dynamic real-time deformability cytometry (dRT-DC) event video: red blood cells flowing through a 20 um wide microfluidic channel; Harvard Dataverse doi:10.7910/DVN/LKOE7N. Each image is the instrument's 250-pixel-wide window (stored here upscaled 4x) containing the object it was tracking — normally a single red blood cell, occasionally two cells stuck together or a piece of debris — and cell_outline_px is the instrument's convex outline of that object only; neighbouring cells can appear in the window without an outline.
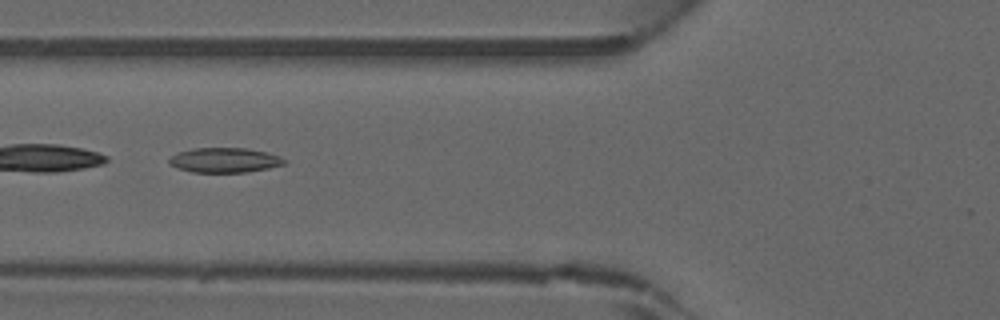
{"species": "common noctule bat (a hibernating species)", "species_latin": "Nyctalus noctula", "temperature_condition": "warm", "stored_images_in_passage": 43, "camera_frame_rate_fps": 3000, "um_per_image_px": 0.085, "animal": {"sex": "male", "forearm_length_mm": 52.5}, "frame": {"image": 1, "passage_image": 17, "time_ms": 5.333, "image_size_px": [1000, 320], "cell_outline_px": [[288, 160], [284, 164], [268, 168], [248, 172], [192, 172], [176, 168], [168, 164], [168, 160], [172, 156], [180, 152], [196, 148], [244, 148], [268, 152]], "centroid_in_image_um": [19.09, 13.62], "position_along_channel_um": 106.7, "area_um2": 16.59}}
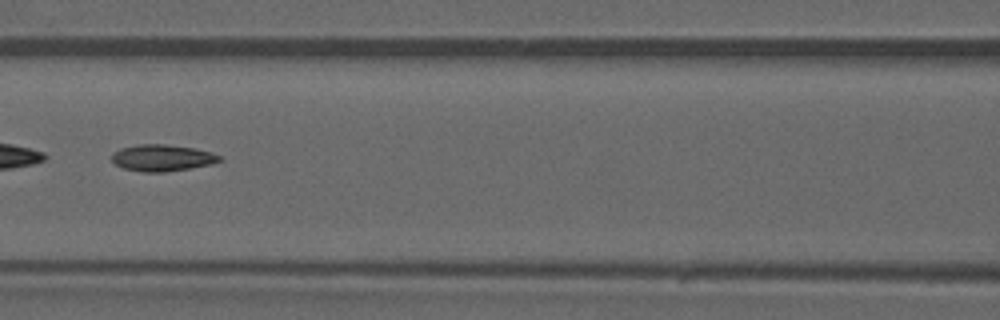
{"frame": {"image": 2, "passage_image": 20, "time_ms": 6.333, "image_size_px": [1000, 320], "cell_outline_px": [[224, 160], [212, 164], [164, 172], [144, 172], [124, 168], [116, 164], [112, 160], [112, 152], [120, 148], [136, 144], [164, 144], [192, 148], [212, 152], [220, 156]], "centroid_in_image_um": [13.78, 13.41], "position_along_channel_um": 152.8, "area_um2": 16.65}}